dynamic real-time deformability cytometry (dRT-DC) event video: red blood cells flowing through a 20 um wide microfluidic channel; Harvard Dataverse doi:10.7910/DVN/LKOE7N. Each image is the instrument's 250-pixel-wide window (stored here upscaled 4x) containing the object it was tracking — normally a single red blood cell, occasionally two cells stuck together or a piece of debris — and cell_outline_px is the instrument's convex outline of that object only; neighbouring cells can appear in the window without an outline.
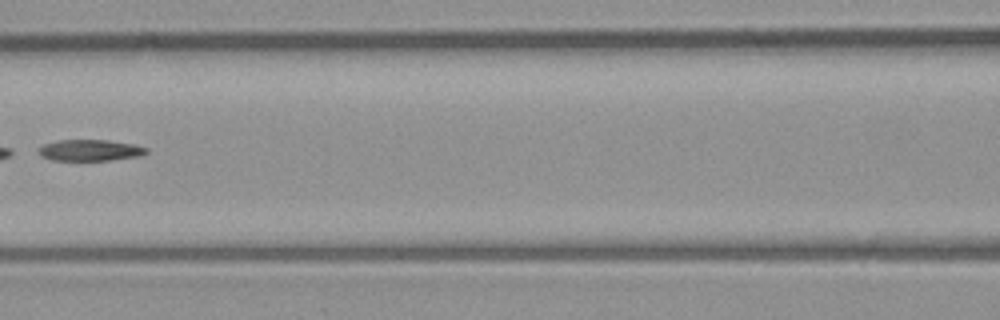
{"species": "common noctule bat (a hibernating species)", "species_latin": "Nyctalus noctula", "temperature_condition": "room temperature", "stored_images_in_passage": 7, "camera_frame_rate_fps": 3000, "um_per_image_px": 0.085, "animal": {"sex": "male", "body_mass_g": 23.1, "forearm_length_mm": 52.7}, "frame": {"image": 1, "passage_image": 6, "time_ms": 6.667, "image_size_px": [1000, 320], "cell_outline_px": [[148, 152], [140, 156], [112, 160], [52, 160], [40, 156], [36, 152], [36, 148], [44, 144], [60, 140], [108, 140], [136, 144], [148, 148]], "centroid_in_image_um": [7.64, 12.77], "position_along_channel_um": 159.0, "area_um2": 13.58}}
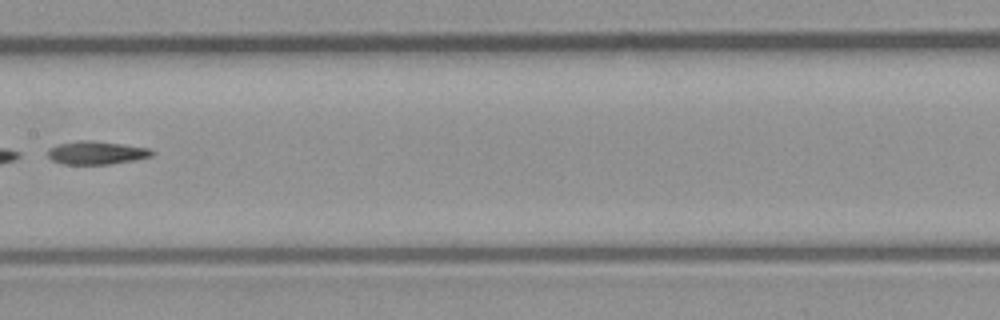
{"frame": {"image": 2, "passage_image": 7, "time_ms": 7.667, "image_size_px": [1000, 320], "cell_outline_px": [[156, 152], [152, 156], [136, 160], [108, 164], [64, 164], [52, 160], [48, 156], [48, 148], [60, 144], [76, 140], [88, 140], [120, 144], [148, 148]], "centroid_in_image_um": [8.2, 12.99], "position_along_channel_um": 199.2, "area_um2": 13.99}}